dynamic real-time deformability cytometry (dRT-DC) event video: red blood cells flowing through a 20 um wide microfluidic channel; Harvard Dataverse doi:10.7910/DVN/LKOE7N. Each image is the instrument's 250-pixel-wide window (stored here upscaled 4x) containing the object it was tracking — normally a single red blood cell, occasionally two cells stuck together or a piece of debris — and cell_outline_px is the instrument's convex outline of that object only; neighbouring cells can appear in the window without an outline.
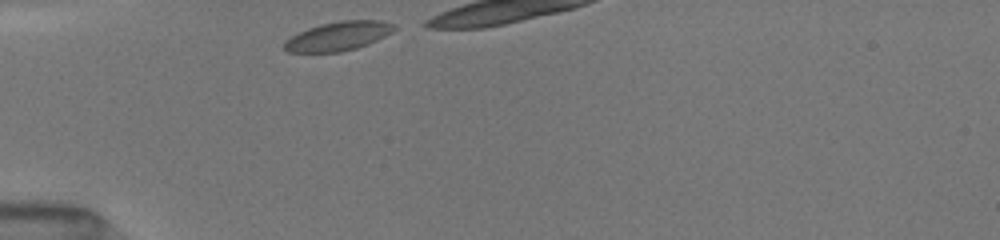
{"species": "common noctule bat (a hibernating species)", "species_latin": "Nyctalus noctula", "temperature_condition": "room temperature", "stored_images_in_passage": 9, "camera_frame_rate_fps": 3000, "um_per_image_px": 0.085, "animal": {"sex": "female", "body_mass_g": 19.5, "forearm_length_mm": 54.1}, "frame": {"image": 1, "passage_image": 1, "time_ms": 0.0, "image_size_px": [1000, 240], "cell_outline_px": [[396, 28], [392, 32], [368, 44], [356, 48], [340, 52], [288, 52], [284, 48], [284, 40], [308, 28], [320, 24], [340, 20], [380, 20], [396, 24]], "centroid_in_image_um": [28.76, 3.06], "position_along_channel_um": 56.2, "area_um2": 18.55}}
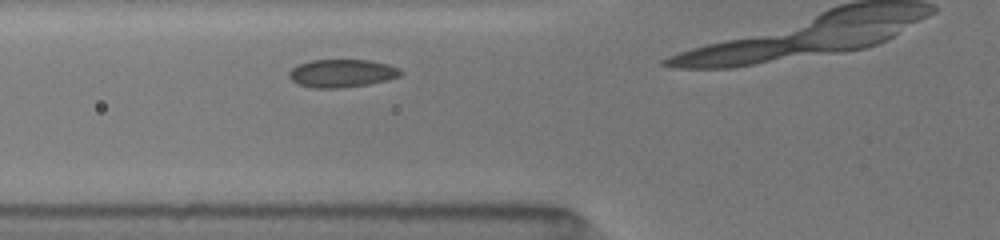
{"frame": {"image": 2, "passage_image": 5, "time_ms": 1.333, "image_size_px": [1000, 240], "cell_outline_px": [[404, 72], [400, 76], [368, 84], [340, 88], [316, 88], [296, 84], [288, 76], [288, 72], [292, 68], [300, 64], [312, 60], [368, 60], [388, 64]], "centroid_in_image_um": [29.02, 6.23], "position_along_channel_um": 96.8, "area_um2": 18.03}}